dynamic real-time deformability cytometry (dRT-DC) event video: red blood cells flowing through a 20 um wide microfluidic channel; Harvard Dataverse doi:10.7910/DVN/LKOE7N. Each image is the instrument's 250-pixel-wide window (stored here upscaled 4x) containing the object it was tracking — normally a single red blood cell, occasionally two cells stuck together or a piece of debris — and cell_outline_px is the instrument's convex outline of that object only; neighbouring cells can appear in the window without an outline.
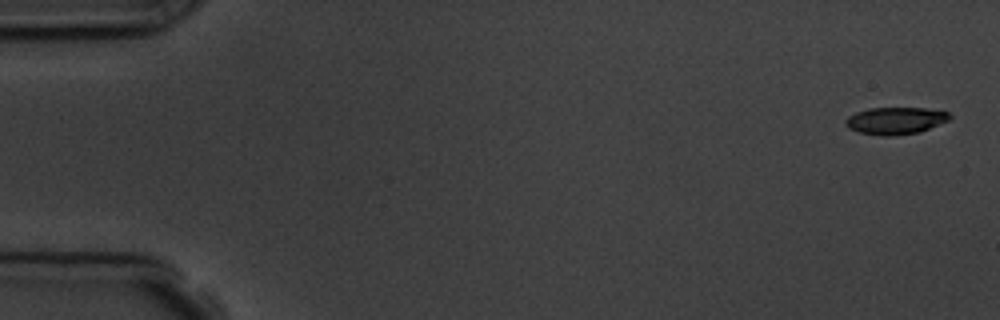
{"species": "common noctule bat (a hibernating species)", "species_latin": "Nyctalus noctula", "temperature_condition": "room temperature", "stored_images_in_passage": 6, "segment_of_instrument_passage": [1, 2], "camera_frame_rate_fps": 3000, "um_per_image_px": 0.085, "animal": {"sex": "male", "body_mass_g": 19.5, "forearm_length_mm": 54.6}, "frame": {"image": 1, "passage_image": 1, "time_ms": 0.0, "image_size_px": [1000, 320], "cell_outline_px": [[952, 116], [948, 120], [920, 132], [892, 136], [884, 136], [860, 132], [848, 128], [844, 124], [844, 120], [848, 116], [856, 112], [868, 108], [924, 108], [948, 112]], "centroid_in_image_um": [76.08, 10.25], "position_along_channel_um": 8.9, "area_um2": 16.42}}
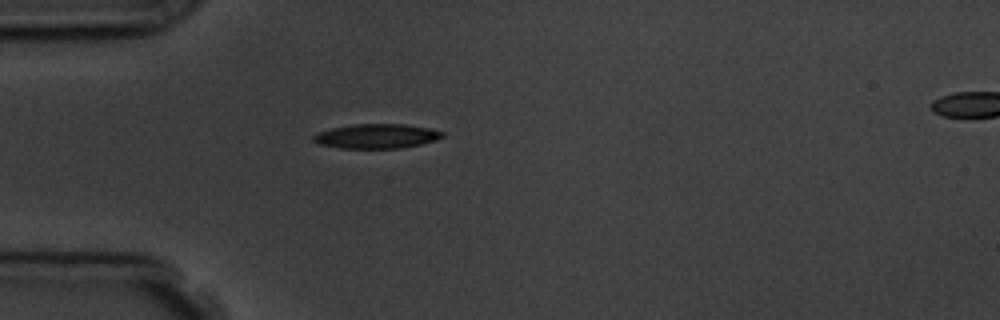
{"frame": {"image": 2, "passage_image": 5, "time_ms": 4.667, "image_size_px": [1000, 320], "cell_outline_px": [[444, 136], [436, 140], [404, 148], [340, 148], [320, 144], [312, 140], [312, 136], [316, 132], [332, 128], [352, 124], [404, 124], [432, 128], [444, 132]], "centroid_in_image_um": [32.02, 11.57], "position_along_channel_um": 53.0, "area_um2": 18.55}}